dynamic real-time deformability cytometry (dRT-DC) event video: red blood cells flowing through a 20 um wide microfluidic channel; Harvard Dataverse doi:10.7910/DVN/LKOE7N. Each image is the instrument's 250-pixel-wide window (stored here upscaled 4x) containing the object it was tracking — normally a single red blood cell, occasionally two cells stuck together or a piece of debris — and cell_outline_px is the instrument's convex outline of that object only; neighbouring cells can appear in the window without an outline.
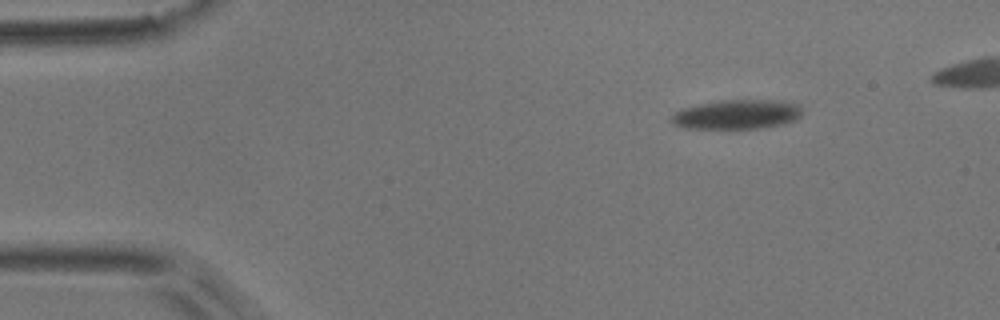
{"species": "common noctule bat (a hibernating species)", "species_latin": "Nyctalus noctula", "temperature_condition": "room temperature", "stored_images_in_passage": 6, "camera_frame_rate_fps": 3000, "um_per_image_px": 0.085, "animal": {"sex": "male", "body_mass_g": 17.9}, "frame": {"image": 1, "passage_image": 1, "time_ms": 0.0, "image_size_px": [1000, 320], "cell_outline_px": [[804, 112], [796, 120], [784, 124], [760, 128], [684, 128], [672, 124], [668, 120], [668, 116], [680, 108], [720, 100], [780, 100], [800, 104]], "centroid_in_image_um": [62.62, 9.72], "position_along_channel_um": 22.4, "area_um2": 22.89}}
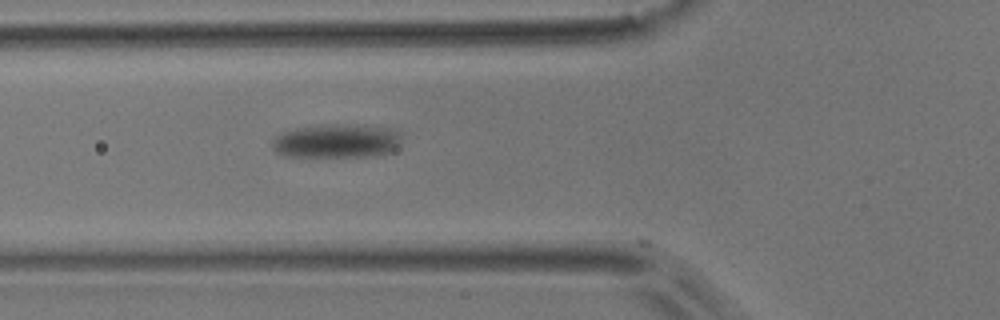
{"frame": {"image": 2, "passage_image": 6, "time_ms": 1.667, "image_size_px": [1000, 320], "cell_outline_px": [[400, 144], [392, 152], [376, 156], [284, 156], [276, 152], [272, 148], [272, 144], [276, 136], [280, 132], [296, 128], [328, 124], [364, 124], [400, 128]], "centroid_in_image_um": [28.7, 11.96], "position_along_channel_um": 97.1, "area_um2": 26.18}}